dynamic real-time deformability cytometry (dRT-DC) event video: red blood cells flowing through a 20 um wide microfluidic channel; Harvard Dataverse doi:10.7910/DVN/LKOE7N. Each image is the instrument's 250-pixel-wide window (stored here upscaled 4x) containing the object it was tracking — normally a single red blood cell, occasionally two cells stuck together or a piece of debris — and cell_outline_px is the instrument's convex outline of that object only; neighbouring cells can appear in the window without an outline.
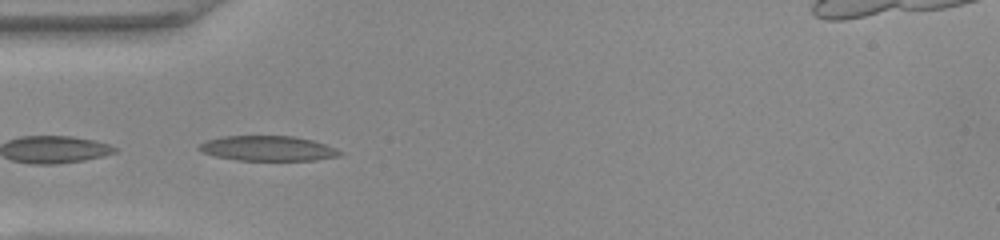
{"species": "common noctule bat (a hibernating species)", "species_latin": "Nyctalus noctula", "temperature_condition": "warm", "stored_images_in_passage": 19, "camera_frame_rate_fps": 3000, "um_per_image_px": 0.085, "animal": {"sex": "female", "body_mass_g": 22.0, "forearm_length_mm": 56.7}, "frame": {"image": 1, "passage_image": 15, "time_ms": 4.667, "image_size_px": [1000, 240], "cell_outline_px": [[344, 152], [340, 156], [316, 160], [236, 160], [216, 156], [204, 152], [196, 148], [200, 144], [208, 140], [224, 136], [292, 136], [312, 140], [336, 148]], "centroid_in_image_um": [22.8, 12.61], "position_along_channel_um": 62.2, "area_um2": 20.4}}